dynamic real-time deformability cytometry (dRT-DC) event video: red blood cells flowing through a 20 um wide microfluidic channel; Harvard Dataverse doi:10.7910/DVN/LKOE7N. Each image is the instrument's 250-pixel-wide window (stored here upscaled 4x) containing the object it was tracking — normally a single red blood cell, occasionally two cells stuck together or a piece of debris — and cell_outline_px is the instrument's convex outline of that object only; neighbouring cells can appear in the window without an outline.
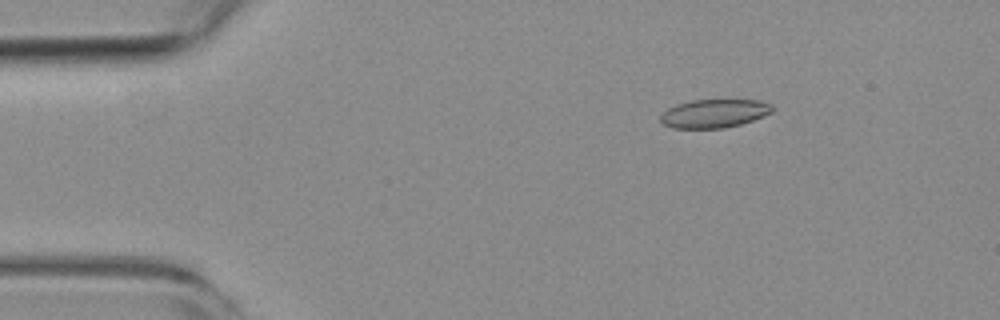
{"species": "common noctule bat (a hibernating species)", "species_latin": "Nyctalus noctula", "temperature_condition": "room temperature", "stored_images_in_passage": 16, "camera_frame_rate_fps": 3000, "um_per_image_px": 0.085, "animal": {"sex": "female", "body_mass_g": 19.3, "forearm_length_mm": 54.1}, "frame": {"image": 1, "passage_image": 1, "time_ms": 0.0, "image_size_px": [1000, 320], "cell_outline_px": [[772, 112], [752, 120], [740, 124], [724, 128], [672, 128], [664, 124], [660, 120], [660, 116], [668, 108], [676, 104], [692, 100], [760, 100], [772, 104]], "centroid_in_image_um": [60.69, 9.64], "position_along_channel_um": 24.3, "area_um2": 18.44}}
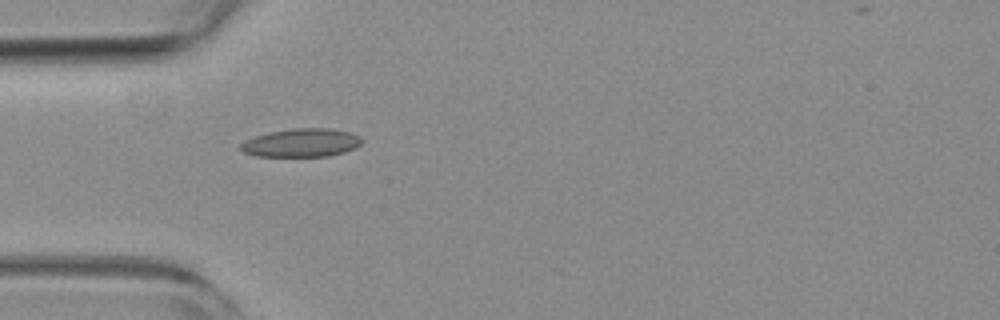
{"frame": {"image": 2, "passage_image": 9, "time_ms": 2.667, "image_size_px": [1000, 320], "cell_outline_px": [[364, 140], [356, 148], [344, 152], [328, 156], [256, 156], [244, 152], [240, 148], [240, 144], [244, 140], [268, 132], [292, 128], [328, 128], [348, 132], [360, 136]], "centroid_in_image_um": [25.62, 12.13], "position_along_channel_um": 59.4, "area_um2": 20.06}}
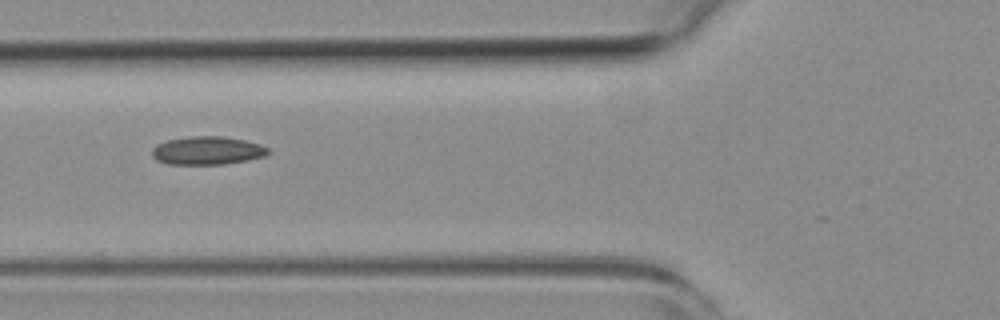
{"frame": {"image": 3, "passage_image": 13, "time_ms": 4.0, "image_size_px": [1000, 320], "cell_outline_px": [[272, 152], [264, 156], [248, 160], [224, 164], [168, 164], [156, 160], [152, 156], [152, 148], [156, 144], [168, 140], [188, 136], [224, 136], [244, 140], [260, 144], [268, 148]], "centroid_in_image_um": [17.62, 12.79], "position_along_channel_um": 108.2, "area_um2": 19.25}}